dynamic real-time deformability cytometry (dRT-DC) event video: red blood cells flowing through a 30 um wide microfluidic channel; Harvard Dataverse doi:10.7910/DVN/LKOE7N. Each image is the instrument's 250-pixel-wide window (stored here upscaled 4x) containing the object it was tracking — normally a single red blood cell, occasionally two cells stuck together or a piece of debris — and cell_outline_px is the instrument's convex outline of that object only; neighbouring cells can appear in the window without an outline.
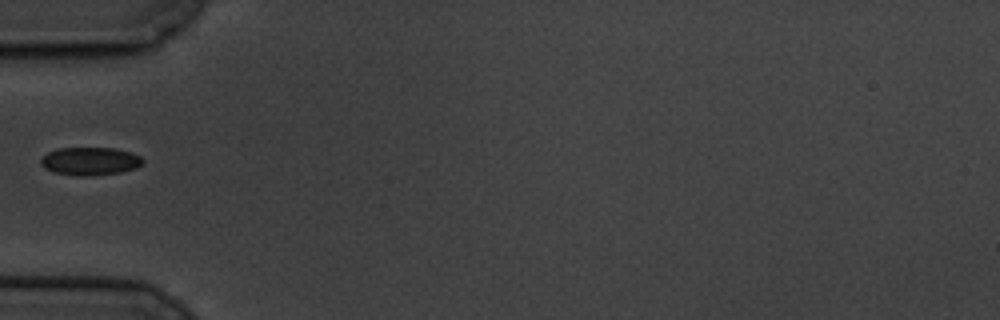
{"species": "common noctule bat (a hibernating species)", "species_latin": "Nyctalus noctula", "temperature_condition": "cold", "stored_images_in_passage": 1, "camera_frame_rate_fps": 3000, "um_per_image_px": 0.085, "animal": {"sex": "male", "body_mass_g": 19.5, "forearm_length_mm": 54.6}, "frame": {"image": 1, "passage_image": 1, "time_ms": 0.0, "image_size_px": [1000, 320], "cell_outline_px": [[144, 160], [136, 168], [120, 172], [80, 176], [56, 172], [44, 168], [40, 164], [40, 160], [48, 152], [60, 148], [116, 148], [132, 152], [140, 156]], "centroid_in_image_um": [7.67, 13.68], "position_along_channel_um": 77.3, "area_um2": 16.42}}